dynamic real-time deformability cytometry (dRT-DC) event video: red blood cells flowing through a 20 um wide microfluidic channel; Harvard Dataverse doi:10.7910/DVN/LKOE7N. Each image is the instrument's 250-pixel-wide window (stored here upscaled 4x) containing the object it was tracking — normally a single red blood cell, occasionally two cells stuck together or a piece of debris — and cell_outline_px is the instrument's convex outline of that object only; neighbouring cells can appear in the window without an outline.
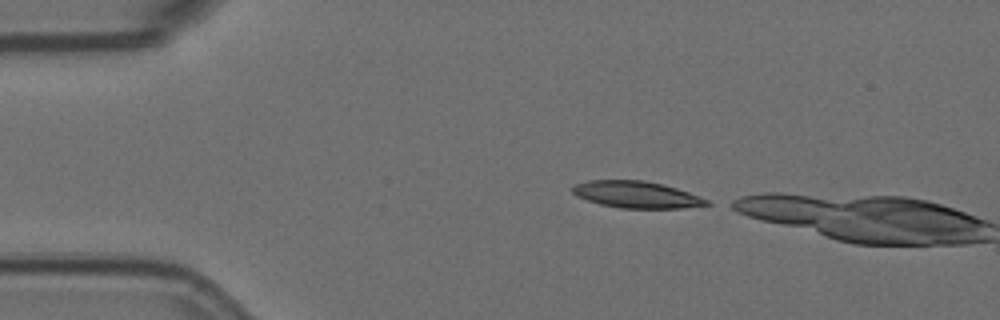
{"species": "Egyptian fruit bat (a non-hibernating species)", "species_latin": "Rousettus aegyptiacus", "temperature_condition": "room temperature", "stored_images_in_passage": 2, "camera_frame_rate_fps": 3000, "um_per_image_px": 0.085, "animal": {"sex": "female"}, "frame": {"image": 1, "passage_image": 1, "time_ms": 0.0, "image_size_px": [1000, 320], "cell_outline_px": [[712, 204], [684, 208], [620, 208], [600, 204], [576, 196], [572, 192], [572, 188], [576, 184], [588, 180], [644, 180], [676, 188], [688, 192], [708, 200]], "centroid_in_image_um": [54.09, 16.54], "position_along_channel_um": 30.9, "area_um2": 20.75}}